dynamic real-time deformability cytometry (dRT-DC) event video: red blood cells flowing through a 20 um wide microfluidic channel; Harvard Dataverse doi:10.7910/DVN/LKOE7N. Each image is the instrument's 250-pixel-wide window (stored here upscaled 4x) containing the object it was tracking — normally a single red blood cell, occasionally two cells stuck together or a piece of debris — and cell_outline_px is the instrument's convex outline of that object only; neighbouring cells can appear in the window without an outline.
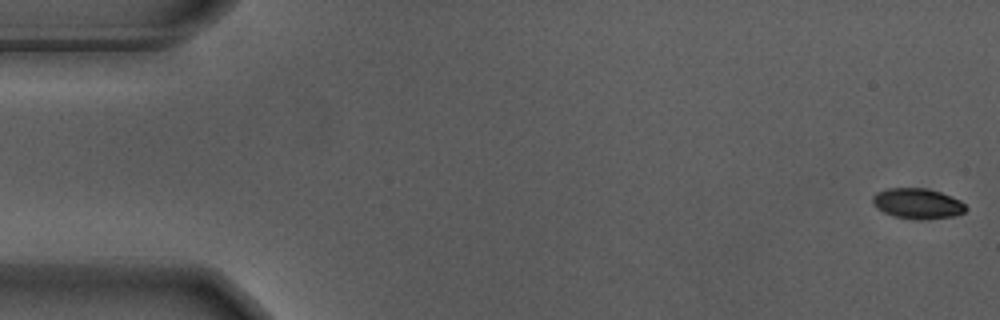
{"species": "Egyptian fruit bat (a non-hibernating species)", "species_latin": "Rousettus aegyptiacus", "temperature_condition": "warm", "stored_images_in_passage": 8, "camera_frame_rate_fps": 3000, "um_per_image_px": 0.085, "animal": {"sex": "male"}, "frame": {"image": 1, "passage_image": 1, "time_ms": 0.0, "image_size_px": [1000, 320], "cell_outline_px": [[968, 208], [964, 212], [952, 216], [920, 220], [896, 216], [884, 212], [872, 204], [872, 196], [876, 192], [888, 188], [928, 188], [940, 192], [960, 200]], "centroid_in_image_um": [77.98, 17.29], "position_along_channel_um": 7.0, "area_um2": 16.42}}